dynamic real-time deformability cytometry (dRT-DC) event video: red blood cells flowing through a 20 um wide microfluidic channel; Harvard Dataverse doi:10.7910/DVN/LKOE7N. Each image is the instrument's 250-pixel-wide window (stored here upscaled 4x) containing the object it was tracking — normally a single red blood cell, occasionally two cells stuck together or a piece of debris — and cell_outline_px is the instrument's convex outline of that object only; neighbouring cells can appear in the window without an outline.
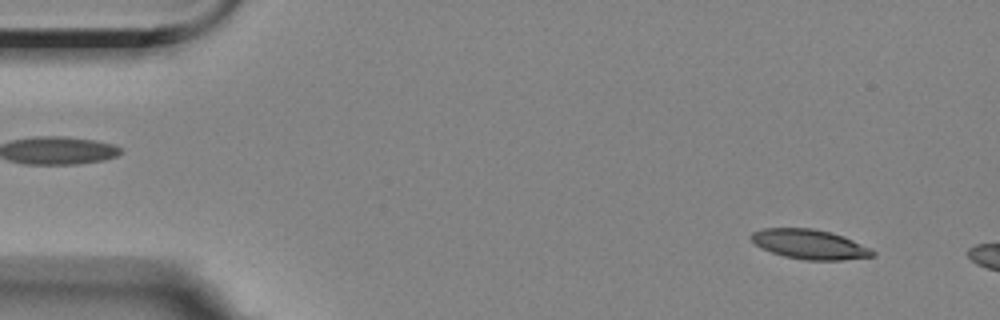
{"species": "Egyptian fruit bat (a non-hibernating species)", "species_latin": "Rousettus aegyptiacus", "temperature_condition": "room temperature", "stored_images_in_passage": 50, "camera_frame_rate_fps": 3000, "um_per_image_px": 0.085, "animal": {"sex": "female"}, "frame": {"image": 1, "passage_image": 3, "time_ms": 0.667, "image_size_px": [1000, 320], "cell_outline_px": [[876, 256], [840, 260], [804, 260], [784, 256], [760, 248], [748, 236], [752, 232], [764, 228], [812, 228], [832, 232], [844, 236], [872, 248], [876, 252]], "centroid_in_image_um": [68.84, 20.76], "position_along_channel_um": 16.2, "area_um2": 21.21}}
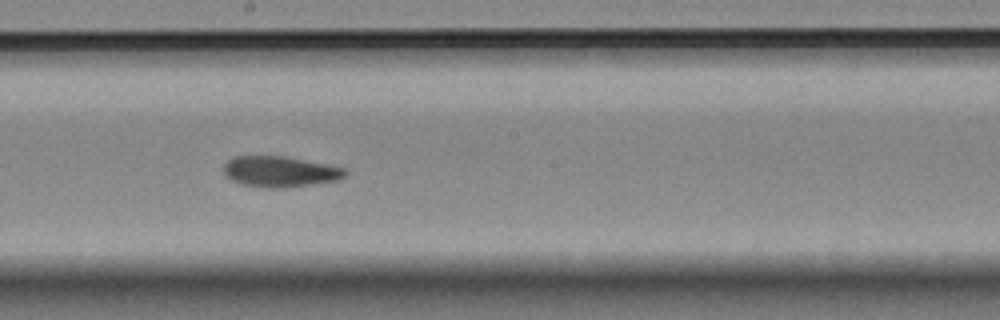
{"frame": {"image": 2, "passage_image": 29, "time_ms": 9.333, "image_size_px": [1000, 320], "cell_outline_px": [[348, 172], [344, 176], [336, 180], [284, 188], [264, 188], [240, 184], [224, 176], [224, 164], [232, 156], [284, 156], [344, 168]], "centroid_in_image_um": [23.72, 14.59], "position_along_channel_um": 224.5, "area_um2": 21.68}}
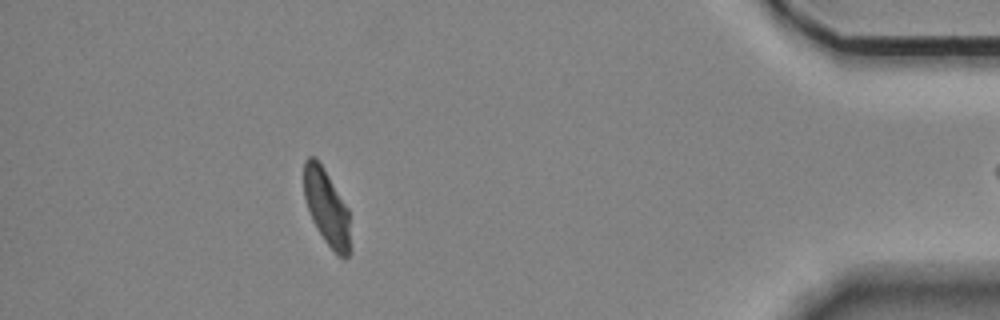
{"frame": {"image": 3, "passage_image": 49, "time_ms": 16.0, "image_size_px": [1000, 320], "cell_outline_px": [[348, 256], [344, 260], [336, 256], [324, 240], [316, 228], [312, 220], [304, 196], [304, 160], [308, 156], [316, 156], [348, 208]], "centroid_in_image_um": [27.73, 17.62], "position_along_channel_um": 407.5, "area_um2": 20.23}}